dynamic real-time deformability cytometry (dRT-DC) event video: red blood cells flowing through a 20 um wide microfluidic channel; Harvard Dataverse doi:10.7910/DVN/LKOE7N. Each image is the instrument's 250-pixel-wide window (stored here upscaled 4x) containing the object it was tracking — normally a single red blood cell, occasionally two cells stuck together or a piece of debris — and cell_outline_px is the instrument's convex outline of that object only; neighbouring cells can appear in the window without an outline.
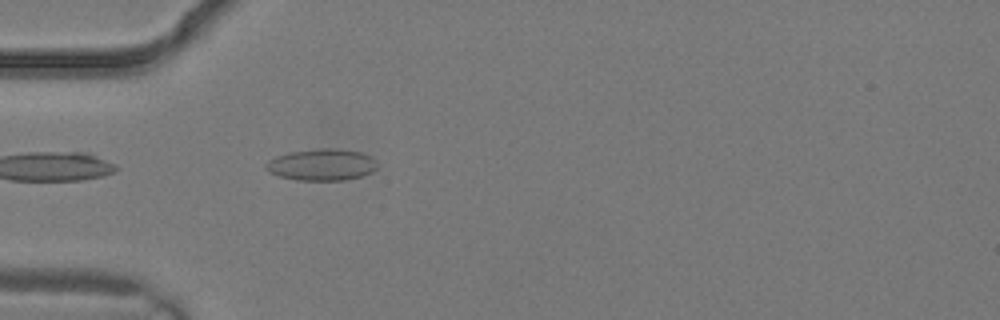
{"species": "common noctule bat (a hibernating species)", "species_latin": "Nyctalus noctula", "temperature_condition": "warm", "stored_images_in_passage": 1, "camera_frame_rate_fps": 3000, "um_per_image_px": 0.085, "animal": {"sex": "male", "body_mass_g": 19.2, "forearm_length_mm": 51.8}, "frame": {"image": 1, "passage_image": 1, "time_ms": 0.0, "image_size_px": [1000, 320], "cell_outline_px": [[376, 168], [372, 172], [360, 176], [344, 180], [300, 180], [280, 176], [268, 172], [264, 168], [264, 164], [268, 160], [276, 156], [288, 152], [320, 148], [340, 148], [360, 152], [376, 160]], "centroid_in_image_um": [27.31, 13.99], "position_along_channel_um": 57.7, "area_um2": 20.58}}